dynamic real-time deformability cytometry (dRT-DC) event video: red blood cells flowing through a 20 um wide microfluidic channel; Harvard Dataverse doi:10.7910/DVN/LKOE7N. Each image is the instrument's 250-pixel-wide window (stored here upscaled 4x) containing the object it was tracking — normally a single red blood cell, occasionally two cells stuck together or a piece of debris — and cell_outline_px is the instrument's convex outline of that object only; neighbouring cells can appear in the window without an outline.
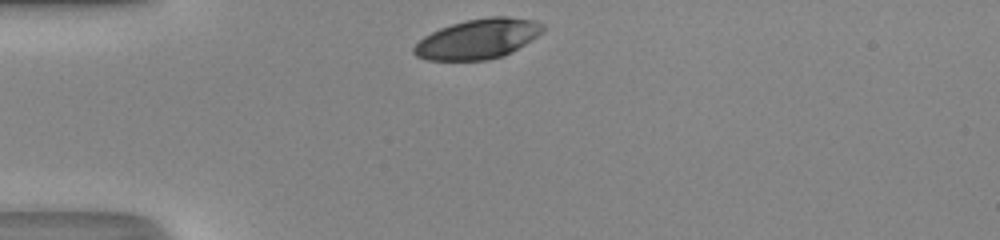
{"species": "human", "species_latin": "Homo sapiens", "temperature_condition": "room temperature", "stored_images_in_passage": 27, "camera_frame_rate_fps": 3000, "um_per_image_px": 0.085, "donor": {"sex": "male"}, "frame": {"image": 1, "passage_image": 1, "time_ms": 0.0, "image_size_px": [1000, 240], "cell_outline_px": [[544, 28], [536, 36], [512, 52], [504, 56], [488, 60], [428, 60], [416, 56], [412, 52], [412, 48], [424, 36], [440, 28], [452, 24], [468, 20], [488, 16], [508, 16], [536, 20], [544, 24]], "centroid_in_image_um": [40.62, 3.3], "position_along_channel_um": 44.4, "area_um2": 29.94}}
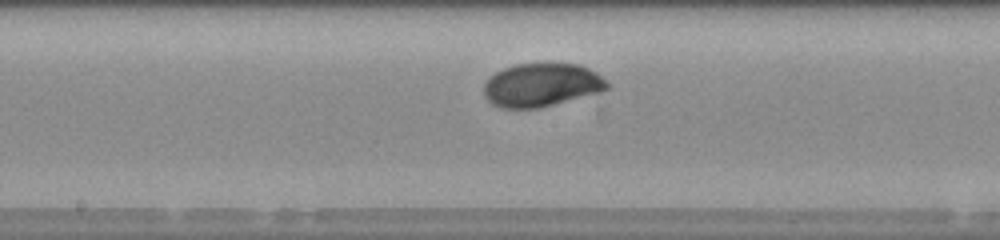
{"frame": {"image": 2, "passage_image": 14, "time_ms": 4.333, "image_size_px": [1000, 240], "cell_outline_px": [[608, 88], [600, 92], [540, 108], [500, 108], [492, 104], [484, 96], [484, 84], [488, 76], [504, 68], [516, 64], [580, 64], [596, 72], [608, 84]], "centroid_in_image_um": [45.99, 7.23], "position_along_channel_um": 202.2, "area_um2": 31.1}}
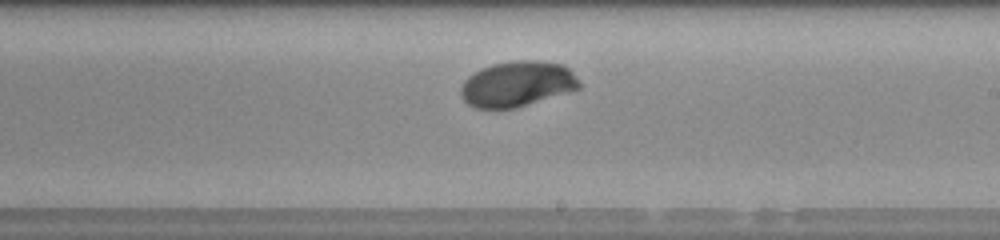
{"frame": {"image": 3, "passage_image": 17, "time_ms": 5.333, "image_size_px": [1000, 240], "cell_outline_px": [[580, 88], [568, 92], [516, 108], [476, 108], [468, 104], [460, 96], [460, 88], [464, 80], [468, 76], [480, 68], [492, 64], [512, 60], [540, 60], [560, 64], [568, 68], [580, 80]], "centroid_in_image_um": [43.94, 7.13], "position_along_channel_um": 245.1, "area_um2": 31.56}, "authors_computed_cell_mechanics": {"area_um2": 31.2698, "velocity_mm_per_s": 4.2916, "shape_relaxation_time_tau1_ms": 2.0272, "shape_relaxation_time_tau2_ms": null, "deformation_change_tau1": 0.1525, "deformation_change_tau2": null}}